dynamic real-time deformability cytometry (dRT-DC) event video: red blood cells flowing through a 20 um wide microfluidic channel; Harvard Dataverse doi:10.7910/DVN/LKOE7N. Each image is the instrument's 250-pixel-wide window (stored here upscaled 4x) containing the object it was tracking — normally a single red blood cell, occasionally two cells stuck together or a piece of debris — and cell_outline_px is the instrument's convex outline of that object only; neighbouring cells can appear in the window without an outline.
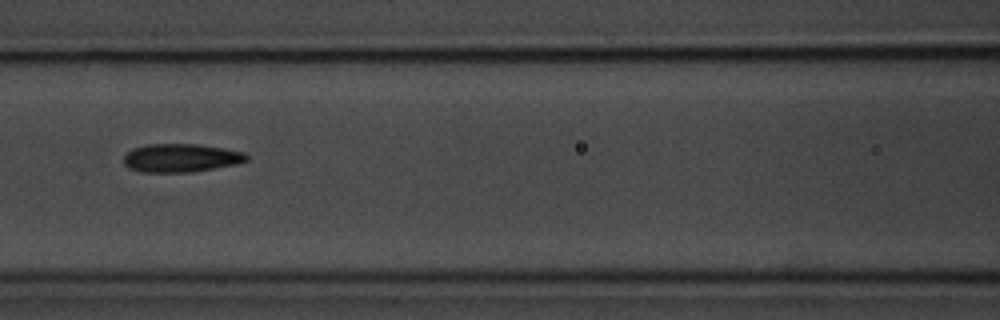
{"species": "common noctule bat (a hibernating species)", "species_latin": "Nyctalus noctula", "temperature_condition": "room temperature", "stored_images_in_passage": 9, "camera_frame_rate_fps": 3000, "um_per_image_px": 0.085, "animal": {"sex": "male", "body_mass_g": 20.1, "forearm_length_mm": 53.5}, "frame": {"image": 1, "passage_image": 7, "time_ms": 2.0, "image_size_px": [1000, 320], "cell_outline_px": [[248, 160], [236, 164], [192, 172], [140, 172], [128, 168], [124, 164], [124, 156], [132, 148], [148, 144], [200, 144], [224, 148], [244, 152], [248, 156]], "centroid_in_image_um": [15.37, 13.42], "position_along_channel_um": 151.2, "area_um2": 20.4}}
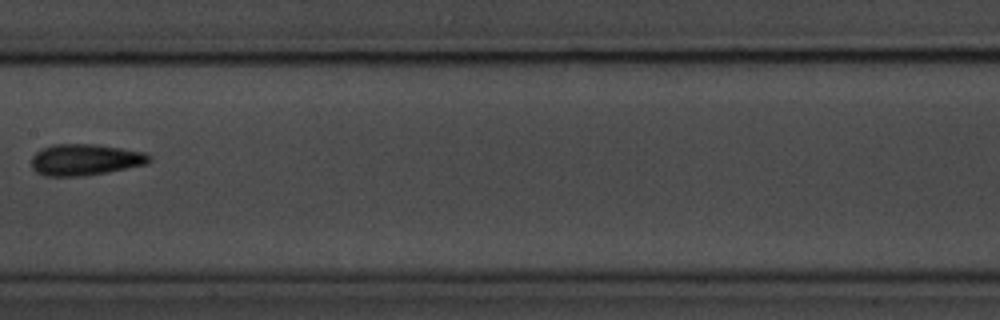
{"frame": {"image": 2, "passage_image": 8, "time_ms": 2.333, "image_size_px": [1000, 320], "cell_outline_px": [[152, 160], [148, 164], [108, 172], [84, 176], [44, 176], [36, 172], [32, 168], [32, 156], [40, 148], [52, 144], [96, 144], [144, 152], [152, 156]], "centroid_in_image_um": [7.24, 13.57], "position_along_channel_um": 200.2, "area_um2": 21.79}}
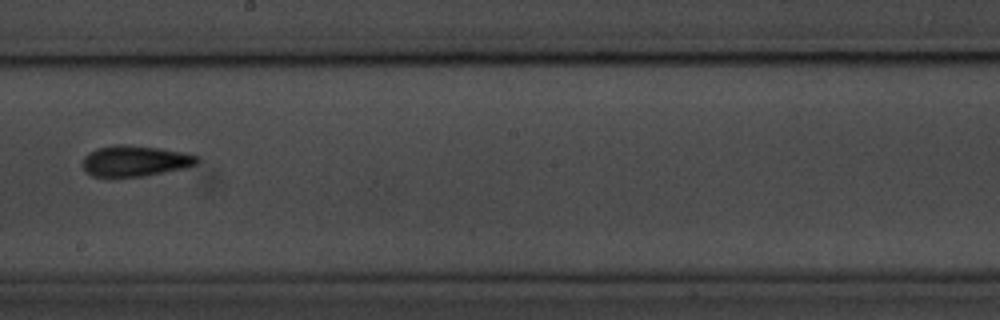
{"frame": {"image": 3, "passage_image": 9, "time_ms": 2.667, "image_size_px": [1000, 320], "cell_outline_px": [[200, 160], [196, 164], [184, 168], [140, 176], [92, 176], [84, 168], [84, 156], [88, 152], [96, 148], [112, 144], [128, 144], [160, 148], [188, 152], [200, 156]], "centroid_in_image_um": [11.52, 13.64], "position_along_channel_um": 236.7, "area_um2": 20.63}}